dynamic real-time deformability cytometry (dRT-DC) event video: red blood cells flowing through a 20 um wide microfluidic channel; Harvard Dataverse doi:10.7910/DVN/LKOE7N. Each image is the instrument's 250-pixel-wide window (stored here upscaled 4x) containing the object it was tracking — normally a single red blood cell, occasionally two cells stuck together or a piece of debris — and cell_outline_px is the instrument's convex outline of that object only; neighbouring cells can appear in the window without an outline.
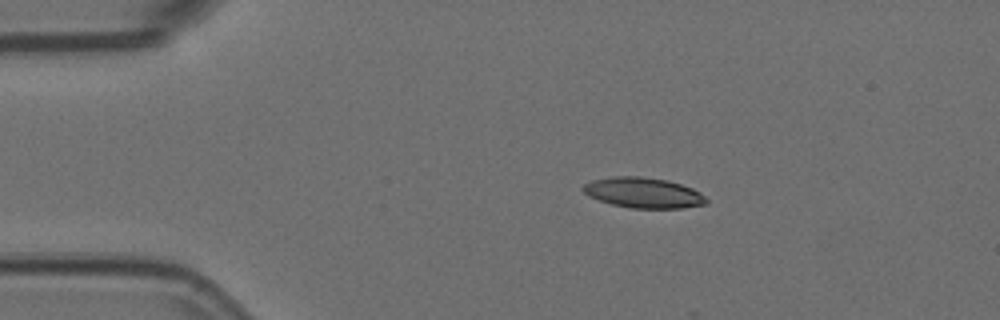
{"species": "Egyptian fruit bat (a non-hibernating species)", "species_latin": "Rousettus aegyptiacus", "temperature_condition": "room temperature", "stored_images_in_passage": 6, "camera_frame_rate_fps": 3000, "um_per_image_px": 0.085, "animal": {"sex": "female"}, "frame": {"image": 1, "passage_image": 3, "time_ms": 0.667, "image_size_px": [1000, 320], "cell_outline_px": [[708, 204], [680, 208], [628, 208], [612, 204], [588, 196], [580, 188], [584, 184], [592, 180], [612, 176], [640, 176], [668, 180], [692, 188], [700, 192], [708, 200]], "centroid_in_image_um": [54.68, 16.38], "position_along_channel_um": 30.3, "area_um2": 21.96}}
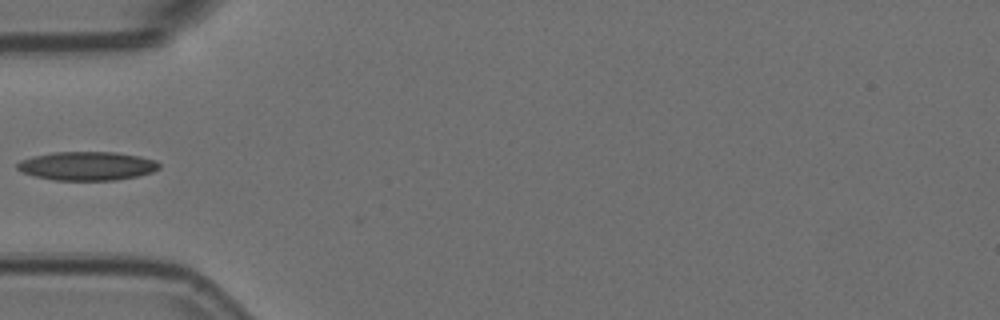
{"frame": {"image": 2, "passage_image": 5, "time_ms": 1.333, "image_size_px": [1000, 320], "cell_outline_px": [[160, 168], [152, 172], [136, 176], [116, 180], [56, 180], [36, 176], [24, 172], [16, 168], [16, 164], [20, 160], [32, 156], [52, 152], [116, 152], [140, 156], [156, 160], [160, 164]], "centroid_in_image_um": [7.41, 14.09], "position_along_channel_um": 77.6, "area_um2": 23.76}}
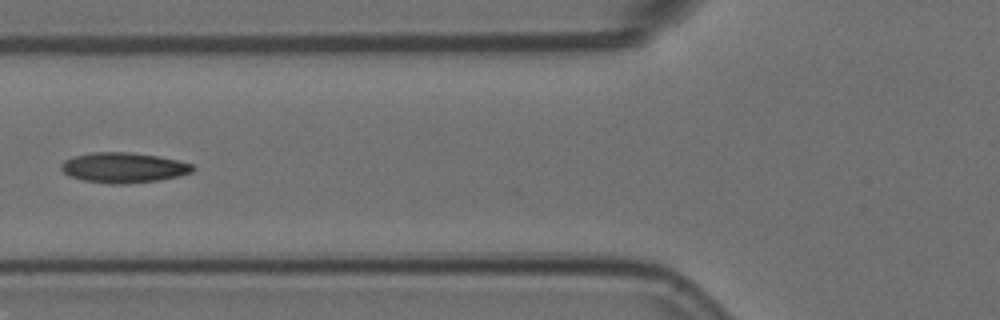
{"frame": {"image": 3, "passage_image": 6, "time_ms": 1.667, "image_size_px": [1000, 320], "cell_outline_px": [[196, 168], [192, 172], [180, 176], [160, 180], [128, 184], [112, 184], [84, 180], [68, 176], [60, 168], [60, 164], [64, 160], [72, 156], [92, 152], [128, 152], [156, 156], [176, 160], [192, 164]], "centroid_in_image_um": [10.48, 14.25], "position_along_channel_um": 115.3, "area_um2": 23.29}}